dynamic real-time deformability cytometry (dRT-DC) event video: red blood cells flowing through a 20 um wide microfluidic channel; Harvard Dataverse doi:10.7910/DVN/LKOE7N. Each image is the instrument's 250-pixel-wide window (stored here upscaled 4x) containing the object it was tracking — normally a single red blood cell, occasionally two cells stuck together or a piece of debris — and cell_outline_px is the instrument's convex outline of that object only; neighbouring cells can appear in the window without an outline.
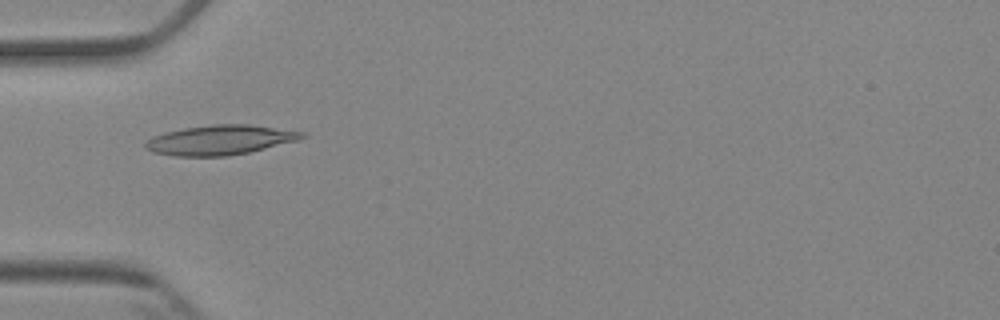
{"species": "Egyptian fruit bat (a non-hibernating species)", "species_latin": "Rousettus aegyptiacus", "temperature_condition": "cold", "stored_images_in_passage": 4, "camera_frame_rate_fps": 3000, "um_per_image_px": 0.085, "animal": {"sex": "female"}, "frame": {"image": 1, "passage_image": 3, "time_ms": 2.0, "image_size_px": [1000, 320], "cell_outline_px": [[308, 136], [300, 140], [248, 152], [228, 156], [176, 156], [152, 152], [144, 148], [144, 144], [152, 136], [164, 132], [184, 128], [212, 124], [248, 124], [304, 132]], "centroid_in_image_um": [18.7, 11.9], "position_along_channel_um": 66.3, "area_um2": 27.17}}
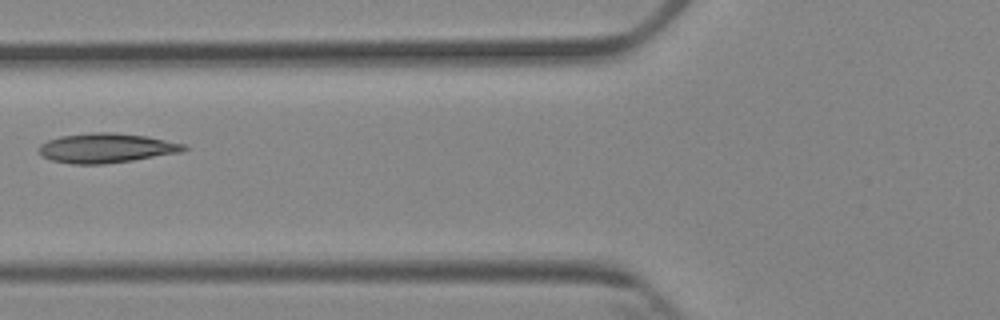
{"frame": {"image": 2, "passage_image": 4, "time_ms": 3.333, "image_size_px": [1000, 320], "cell_outline_px": [[188, 148], [180, 152], [132, 160], [104, 164], [72, 164], [52, 160], [44, 156], [36, 148], [40, 144], [48, 140], [60, 136], [92, 132], [112, 132], [144, 136], [184, 144]], "centroid_in_image_um": [8.98, 12.58], "position_along_channel_um": 116.8, "area_um2": 24.68}}